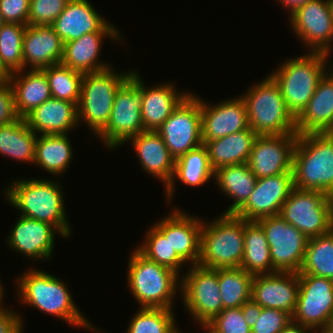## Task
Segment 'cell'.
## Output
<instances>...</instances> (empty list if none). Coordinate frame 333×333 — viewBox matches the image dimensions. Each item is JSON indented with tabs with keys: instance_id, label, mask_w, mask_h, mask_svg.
Instances as JSON below:
<instances>
[{
	"instance_id": "cell-27",
	"label": "cell",
	"mask_w": 333,
	"mask_h": 333,
	"mask_svg": "<svg viewBox=\"0 0 333 333\" xmlns=\"http://www.w3.org/2000/svg\"><path fill=\"white\" fill-rule=\"evenodd\" d=\"M77 106L51 97L27 114L24 120L36 134H69L79 125Z\"/></svg>"
},
{
	"instance_id": "cell-26",
	"label": "cell",
	"mask_w": 333,
	"mask_h": 333,
	"mask_svg": "<svg viewBox=\"0 0 333 333\" xmlns=\"http://www.w3.org/2000/svg\"><path fill=\"white\" fill-rule=\"evenodd\" d=\"M121 42L120 32H93L82 37L65 42L61 64L83 74L105 70L109 63L99 61L100 50L104 39ZM120 40V41H119Z\"/></svg>"
},
{
	"instance_id": "cell-45",
	"label": "cell",
	"mask_w": 333,
	"mask_h": 333,
	"mask_svg": "<svg viewBox=\"0 0 333 333\" xmlns=\"http://www.w3.org/2000/svg\"><path fill=\"white\" fill-rule=\"evenodd\" d=\"M30 0H0V13L4 22L27 25Z\"/></svg>"
},
{
	"instance_id": "cell-16",
	"label": "cell",
	"mask_w": 333,
	"mask_h": 333,
	"mask_svg": "<svg viewBox=\"0 0 333 333\" xmlns=\"http://www.w3.org/2000/svg\"><path fill=\"white\" fill-rule=\"evenodd\" d=\"M297 139V134L258 135L247 162L257 179L292 171Z\"/></svg>"
},
{
	"instance_id": "cell-13",
	"label": "cell",
	"mask_w": 333,
	"mask_h": 333,
	"mask_svg": "<svg viewBox=\"0 0 333 333\" xmlns=\"http://www.w3.org/2000/svg\"><path fill=\"white\" fill-rule=\"evenodd\" d=\"M157 132L175 160L201 146L203 143L198 95L189 91Z\"/></svg>"
},
{
	"instance_id": "cell-18",
	"label": "cell",
	"mask_w": 333,
	"mask_h": 333,
	"mask_svg": "<svg viewBox=\"0 0 333 333\" xmlns=\"http://www.w3.org/2000/svg\"><path fill=\"white\" fill-rule=\"evenodd\" d=\"M170 212L154 226L169 240L172 249L187 265H198L202 219L179 208L170 209Z\"/></svg>"
},
{
	"instance_id": "cell-46",
	"label": "cell",
	"mask_w": 333,
	"mask_h": 333,
	"mask_svg": "<svg viewBox=\"0 0 333 333\" xmlns=\"http://www.w3.org/2000/svg\"><path fill=\"white\" fill-rule=\"evenodd\" d=\"M19 118L11 84L8 79L0 80V127L13 123Z\"/></svg>"
},
{
	"instance_id": "cell-22",
	"label": "cell",
	"mask_w": 333,
	"mask_h": 333,
	"mask_svg": "<svg viewBox=\"0 0 333 333\" xmlns=\"http://www.w3.org/2000/svg\"><path fill=\"white\" fill-rule=\"evenodd\" d=\"M63 43L93 32H120L88 0H69L51 25Z\"/></svg>"
},
{
	"instance_id": "cell-54",
	"label": "cell",
	"mask_w": 333,
	"mask_h": 333,
	"mask_svg": "<svg viewBox=\"0 0 333 333\" xmlns=\"http://www.w3.org/2000/svg\"><path fill=\"white\" fill-rule=\"evenodd\" d=\"M4 20L2 19V16H1V13H0V29H1V26L4 24Z\"/></svg>"
},
{
	"instance_id": "cell-40",
	"label": "cell",
	"mask_w": 333,
	"mask_h": 333,
	"mask_svg": "<svg viewBox=\"0 0 333 333\" xmlns=\"http://www.w3.org/2000/svg\"><path fill=\"white\" fill-rule=\"evenodd\" d=\"M174 314L172 309L139 308L131 318L126 333H182L177 329Z\"/></svg>"
},
{
	"instance_id": "cell-21",
	"label": "cell",
	"mask_w": 333,
	"mask_h": 333,
	"mask_svg": "<svg viewBox=\"0 0 333 333\" xmlns=\"http://www.w3.org/2000/svg\"><path fill=\"white\" fill-rule=\"evenodd\" d=\"M298 291V273L258 274L252 280L251 298L262 308L279 309L293 317Z\"/></svg>"
},
{
	"instance_id": "cell-33",
	"label": "cell",
	"mask_w": 333,
	"mask_h": 333,
	"mask_svg": "<svg viewBox=\"0 0 333 333\" xmlns=\"http://www.w3.org/2000/svg\"><path fill=\"white\" fill-rule=\"evenodd\" d=\"M68 138V134L38 135L33 164L54 176L66 172L73 158V147Z\"/></svg>"
},
{
	"instance_id": "cell-12",
	"label": "cell",
	"mask_w": 333,
	"mask_h": 333,
	"mask_svg": "<svg viewBox=\"0 0 333 333\" xmlns=\"http://www.w3.org/2000/svg\"><path fill=\"white\" fill-rule=\"evenodd\" d=\"M299 291L292 321L318 333L333 320V279L298 274Z\"/></svg>"
},
{
	"instance_id": "cell-9",
	"label": "cell",
	"mask_w": 333,
	"mask_h": 333,
	"mask_svg": "<svg viewBox=\"0 0 333 333\" xmlns=\"http://www.w3.org/2000/svg\"><path fill=\"white\" fill-rule=\"evenodd\" d=\"M136 71V72H135ZM119 87L106 127L96 136L107 149L114 151L144 131L141 118V76L137 70Z\"/></svg>"
},
{
	"instance_id": "cell-20",
	"label": "cell",
	"mask_w": 333,
	"mask_h": 333,
	"mask_svg": "<svg viewBox=\"0 0 333 333\" xmlns=\"http://www.w3.org/2000/svg\"><path fill=\"white\" fill-rule=\"evenodd\" d=\"M12 226L7 239L8 246L33 261L51 259L55 236L63 237L51 224L21 215Z\"/></svg>"
},
{
	"instance_id": "cell-55",
	"label": "cell",
	"mask_w": 333,
	"mask_h": 333,
	"mask_svg": "<svg viewBox=\"0 0 333 333\" xmlns=\"http://www.w3.org/2000/svg\"><path fill=\"white\" fill-rule=\"evenodd\" d=\"M320 333H333V331L330 330V329H327V330H324V331H322V332H320Z\"/></svg>"
},
{
	"instance_id": "cell-52",
	"label": "cell",
	"mask_w": 333,
	"mask_h": 333,
	"mask_svg": "<svg viewBox=\"0 0 333 333\" xmlns=\"http://www.w3.org/2000/svg\"><path fill=\"white\" fill-rule=\"evenodd\" d=\"M330 201V208H331V222L333 227V191L328 195Z\"/></svg>"
},
{
	"instance_id": "cell-5",
	"label": "cell",
	"mask_w": 333,
	"mask_h": 333,
	"mask_svg": "<svg viewBox=\"0 0 333 333\" xmlns=\"http://www.w3.org/2000/svg\"><path fill=\"white\" fill-rule=\"evenodd\" d=\"M129 257L127 284L140 308L174 310L173 303L176 293L179 292L178 288H181V277L176 272L147 259L136 248Z\"/></svg>"
},
{
	"instance_id": "cell-25",
	"label": "cell",
	"mask_w": 333,
	"mask_h": 333,
	"mask_svg": "<svg viewBox=\"0 0 333 333\" xmlns=\"http://www.w3.org/2000/svg\"><path fill=\"white\" fill-rule=\"evenodd\" d=\"M136 151L143 171L154 176L164 184L166 189L175 172V159L157 131H143L127 140Z\"/></svg>"
},
{
	"instance_id": "cell-3",
	"label": "cell",
	"mask_w": 333,
	"mask_h": 333,
	"mask_svg": "<svg viewBox=\"0 0 333 333\" xmlns=\"http://www.w3.org/2000/svg\"><path fill=\"white\" fill-rule=\"evenodd\" d=\"M293 186L329 195L333 191V136L331 133L298 135L293 152Z\"/></svg>"
},
{
	"instance_id": "cell-14",
	"label": "cell",
	"mask_w": 333,
	"mask_h": 333,
	"mask_svg": "<svg viewBox=\"0 0 333 333\" xmlns=\"http://www.w3.org/2000/svg\"><path fill=\"white\" fill-rule=\"evenodd\" d=\"M263 228L276 272L299 273L308 238L279 214L257 221Z\"/></svg>"
},
{
	"instance_id": "cell-56",
	"label": "cell",
	"mask_w": 333,
	"mask_h": 333,
	"mask_svg": "<svg viewBox=\"0 0 333 333\" xmlns=\"http://www.w3.org/2000/svg\"><path fill=\"white\" fill-rule=\"evenodd\" d=\"M329 329L333 331V320H332V323H331V325H330V328H329Z\"/></svg>"
},
{
	"instance_id": "cell-51",
	"label": "cell",
	"mask_w": 333,
	"mask_h": 333,
	"mask_svg": "<svg viewBox=\"0 0 333 333\" xmlns=\"http://www.w3.org/2000/svg\"><path fill=\"white\" fill-rule=\"evenodd\" d=\"M9 73L2 67L0 63V80H6L9 77Z\"/></svg>"
},
{
	"instance_id": "cell-1",
	"label": "cell",
	"mask_w": 333,
	"mask_h": 333,
	"mask_svg": "<svg viewBox=\"0 0 333 333\" xmlns=\"http://www.w3.org/2000/svg\"><path fill=\"white\" fill-rule=\"evenodd\" d=\"M17 285V294L19 300L24 305L33 306L37 310L45 314H49L60 318L67 324L76 327L91 329L96 333L100 330L96 329L82 314L70 291L61 279L43 271L42 269H27L21 274Z\"/></svg>"
},
{
	"instance_id": "cell-15",
	"label": "cell",
	"mask_w": 333,
	"mask_h": 333,
	"mask_svg": "<svg viewBox=\"0 0 333 333\" xmlns=\"http://www.w3.org/2000/svg\"><path fill=\"white\" fill-rule=\"evenodd\" d=\"M290 28L310 52L331 54L333 0H310L289 15Z\"/></svg>"
},
{
	"instance_id": "cell-4",
	"label": "cell",
	"mask_w": 333,
	"mask_h": 333,
	"mask_svg": "<svg viewBox=\"0 0 333 333\" xmlns=\"http://www.w3.org/2000/svg\"><path fill=\"white\" fill-rule=\"evenodd\" d=\"M307 52L285 60L269 74L280 87L286 107L295 118L307 106L320 78L331 66L328 64L331 55Z\"/></svg>"
},
{
	"instance_id": "cell-47",
	"label": "cell",
	"mask_w": 333,
	"mask_h": 333,
	"mask_svg": "<svg viewBox=\"0 0 333 333\" xmlns=\"http://www.w3.org/2000/svg\"><path fill=\"white\" fill-rule=\"evenodd\" d=\"M21 317L15 310L0 308V333H24Z\"/></svg>"
},
{
	"instance_id": "cell-30",
	"label": "cell",
	"mask_w": 333,
	"mask_h": 333,
	"mask_svg": "<svg viewBox=\"0 0 333 333\" xmlns=\"http://www.w3.org/2000/svg\"><path fill=\"white\" fill-rule=\"evenodd\" d=\"M257 136L249 127L223 138L204 142L212 169L216 171L223 166L247 163Z\"/></svg>"
},
{
	"instance_id": "cell-6",
	"label": "cell",
	"mask_w": 333,
	"mask_h": 333,
	"mask_svg": "<svg viewBox=\"0 0 333 333\" xmlns=\"http://www.w3.org/2000/svg\"><path fill=\"white\" fill-rule=\"evenodd\" d=\"M203 221L198 265L210 269L241 267L245 219L222 213L211 222Z\"/></svg>"
},
{
	"instance_id": "cell-43",
	"label": "cell",
	"mask_w": 333,
	"mask_h": 333,
	"mask_svg": "<svg viewBox=\"0 0 333 333\" xmlns=\"http://www.w3.org/2000/svg\"><path fill=\"white\" fill-rule=\"evenodd\" d=\"M69 0H30L27 25L51 26Z\"/></svg>"
},
{
	"instance_id": "cell-37",
	"label": "cell",
	"mask_w": 333,
	"mask_h": 333,
	"mask_svg": "<svg viewBox=\"0 0 333 333\" xmlns=\"http://www.w3.org/2000/svg\"><path fill=\"white\" fill-rule=\"evenodd\" d=\"M298 274L333 279V230L308 238L303 264Z\"/></svg>"
},
{
	"instance_id": "cell-24",
	"label": "cell",
	"mask_w": 333,
	"mask_h": 333,
	"mask_svg": "<svg viewBox=\"0 0 333 333\" xmlns=\"http://www.w3.org/2000/svg\"><path fill=\"white\" fill-rule=\"evenodd\" d=\"M64 43L52 26L26 25L23 37V69L42 70L61 63ZM27 67V68H26Z\"/></svg>"
},
{
	"instance_id": "cell-39",
	"label": "cell",
	"mask_w": 333,
	"mask_h": 333,
	"mask_svg": "<svg viewBox=\"0 0 333 333\" xmlns=\"http://www.w3.org/2000/svg\"><path fill=\"white\" fill-rule=\"evenodd\" d=\"M49 82L51 96L79 104L83 73L61 63L42 69Z\"/></svg>"
},
{
	"instance_id": "cell-2",
	"label": "cell",
	"mask_w": 333,
	"mask_h": 333,
	"mask_svg": "<svg viewBox=\"0 0 333 333\" xmlns=\"http://www.w3.org/2000/svg\"><path fill=\"white\" fill-rule=\"evenodd\" d=\"M59 181L30 178L14 180L5 189L4 197L12 207L26 218L43 221L54 226L64 239L71 235L64 203V194Z\"/></svg>"
},
{
	"instance_id": "cell-44",
	"label": "cell",
	"mask_w": 333,
	"mask_h": 333,
	"mask_svg": "<svg viewBox=\"0 0 333 333\" xmlns=\"http://www.w3.org/2000/svg\"><path fill=\"white\" fill-rule=\"evenodd\" d=\"M292 317L279 309L262 308L260 317L251 328L252 333H279L289 323Z\"/></svg>"
},
{
	"instance_id": "cell-49",
	"label": "cell",
	"mask_w": 333,
	"mask_h": 333,
	"mask_svg": "<svg viewBox=\"0 0 333 333\" xmlns=\"http://www.w3.org/2000/svg\"><path fill=\"white\" fill-rule=\"evenodd\" d=\"M313 332L314 331L312 329L292 321L279 333H313Z\"/></svg>"
},
{
	"instance_id": "cell-7",
	"label": "cell",
	"mask_w": 333,
	"mask_h": 333,
	"mask_svg": "<svg viewBox=\"0 0 333 333\" xmlns=\"http://www.w3.org/2000/svg\"><path fill=\"white\" fill-rule=\"evenodd\" d=\"M247 110L249 127L257 135L296 133V118L287 109L280 87L268 75L240 95Z\"/></svg>"
},
{
	"instance_id": "cell-34",
	"label": "cell",
	"mask_w": 333,
	"mask_h": 333,
	"mask_svg": "<svg viewBox=\"0 0 333 333\" xmlns=\"http://www.w3.org/2000/svg\"><path fill=\"white\" fill-rule=\"evenodd\" d=\"M241 268L253 275L276 273L265 233L257 221L245 220L244 255Z\"/></svg>"
},
{
	"instance_id": "cell-10",
	"label": "cell",
	"mask_w": 333,
	"mask_h": 333,
	"mask_svg": "<svg viewBox=\"0 0 333 333\" xmlns=\"http://www.w3.org/2000/svg\"><path fill=\"white\" fill-rule=\"evenodd\" d=\"M279 215L307 238L333 230L329 197L320 191L293 187Z\"/></svg>"
},
{
	"instance_id": "cell-48",
	"label": "cell",
	"mask_w": 333,
	"mask_h": 333,
	"mask_svg": "<svg viewBox=\"0 0 333 333\" xmlns=\"http://www.w3.org/2000/svg\"><path fill=\"white\" fill-rule=\"evenodd\" d=\"M243 317L250 328H252L261 315L262 307L252 298L241 306Z\"/></svg>"
},
{
	"instance_id": "cell-31",
	"label": "cell",
	"mask_w": 333,
	"mask_h": 333,
	"mask_svg": "<svg viewBox=\"0 0 333 333\" xmlns=\"http://www.w3.org/2000/svg\"><path fill=\"white\" fill-rule=\"evenodd\" d=\"M214 180L222 193L234 201L224 214H235L249 199L257 177L247 163H242L218 168L214 172Z\"/></svg>"
},
{
	"instance_id": "cell-42",
	"label": "cell",
	"mask_w": 333,
	"mask_h": 333,
	"mask_svg": "<svg viewBox=\"0 0 333 333\" xmlns=\"http://www.w3.org/2000/svg\"><path fill=\"white\" fill-rule=\"evenodd\" d=\"M203 329L206 333H252L241 307L223 309Z\"/></svg>"
},
{
	"instance_id": "cell-17",
	"label": "cell",
	"mask_w": 333,
	"mask_h": 333,
	"mask_svg": "<svg viewBox=\"0 0 333 333\" xmlns=\"http://www.w3.org/2000/svg\"><path fill=\"white\" fill-rule=\"evenodd\" d=\"M293 187V171L259 178L249 199L235 215L246 221L278 215Z\"/></svg>"
},
{
	"instance_id": "cell-36",
	"label": "cell",
	"mask_w": 333,
	"mask_h": 333,
	"mask_svg": "<svg viewBox=\"0 0 333 333\" xmlns=\"http://www.w3.org/2000/svg\"><path fill=\"white\" fill-rule=\"evenodd\" d=\"M254 275L243 268H218V282L222 306L225 308L241 307L251 299Z\"/></svg>"
},
{
	"instance_id": "cell-23",
	"label": "cell",
	"mask_w": 333,
	"mask_h": 333,
	"mask_svg": "<svg viewBox=\"0 0 333 333\" xmlns=\"http://www.w3.org/2000/svg\"><path fill=\"white\" fill-rule=\"evenodd\" d=\"M320 78L314 95L296 117V133H330L333 130V64Z\"/></svg>"
},
{
	"instance_id": "cell-29",
	"label": "cell",
	"mask_w": 333,
	"mask_h": 333,
	"mask_svg": "<svg viewBox=\"0 0 333 333\" xmlns=\"http://www.w3.org/2000/svg\"><path fill=\"white\" fill-rule=\"evenodd\" d=\"M26 71H16L8 77L14 93L15 109L20 118L52 97L45 72L36 69Z\"/></svg>"
},
{
	"instance_id": "cell-35",
	"label": "cell",
	"mask_w": 333,
	"mask_h": 333,
	"mask_svg": "<svg viewBox=\"0 0 333 333\" xmlns=\"http://www.w3.org/2000/svg\"><path fill=\"white\" fill-rule=\"evenodd\" d=\"M38 134L27 125L24 118L0 127V154L16 161L33 163Z\"/></svg>"
},
{
	"instance_id": "cell-11",
	"label": "cell",
	"mask_w": 333,
	"mask_h": 333,
	"mask_svg": "<svg viewBox=\"0 0 333 333\" xmlns=\"http://www.w3.org/2000/svg\"><path fill=\"white\" fill-rule=\"evenodd\" d=\"M186 273L181 276L180 295L187 312L202 328L223 310L218 269L191 265Z\"/></svg>"
},
{
	"instance_id": "cell-8",
	"label": "cell",
	"mask_w": 333,
	"mask_h": 333,
	"mask_svg": "<svg viewBox=\"0 0 333 333\" xmlns=\"http://www.w3.org/2000/svg\"><path fill=\"white\" fill-rule=\"evenodd\" d=\"M132 72L133 70L117 73L113 67H109L85 73L77 106L78 124L86 123L93 135H98L109 122L116 92Z\"/></svg>"
},
{
	"instance_id": "cell-53",
	"label": "cell",
	"mask_w": 333,
	"mask_h": 333,
	"mask_svg": "<svg viewBox=\"0 0 333 333\" xmlns=\"http://www.w3.org/2000/svg\"><path fill=\"white\" fill-rule=\"evenodd\" d=\"M2 282L0 281V308H4V302H1L2 300H3V297H4V291L5 290H3L4 289V287H2Z\"/></svg>"
},
{
	"instance_id": "cell-38",
	"label": "cell",
	"mask_w": 333,
	"mask_h": 333,
	"mask_svg": "<svg viewBox=\"0 0 333 333\" xmlns=\"http://www.w3.org/2000/svg\"><path fill=\"white\" fill-rule=\"evenodd\" d=\"M144 240L145 242L136 246L143 256L181 276V267L186 263L175 253L169 240L154 225L147 230Z\"/></svg>"
},
{
	"instance_id": "cell-28",
	"label": "cell",
	"mask_w": 333,
	"mask_h": 333,
	"mask_svg": "<svg viewBox=\"0 0 333 333\" xmlns=\"http://www.w3.org/2000/svg\"><path fill=\"white\" fill-rule=\"evenodd\" d=\"M144 83L141 79V118L144 131H157L189 93H178L173 83L154 84L151 87H146Z\"/></svg>"
},
{
	"instance_id": "cell-50",
	"label": "cell",
	"mask_w": 333,
	"mask_h": 333,
	"mask_svg": "<svg viewBox=\"0 0 333 333\" xmlns=\"http://www.w3.org/2000/svg\"><path fill=\"white\" fill-rule=\"evenodd\" d=\"M282 4V7H285L288 10V15L294 12L298 7L306 4L310 0H277ZM290 11V13H289Z\"/></svg>"
},
{
	"instance_id": "cell-41",
	"label": "cell",
	"mask_w": 333,
	"mask_h": 333,
	"mask_svg": "<svg viewBox=\"0 0 333 333\" xmlns=\"http://www.w3.org/2000/svg\"><path fill=\"white\" fill-rule=\"evenodd\" d=\"M26 25L5 22L0 29V63L9 73L23 70V37Z\"/></svg>"
},
{
	"instance_id": "cell-19",
	"label": "cell",
	"mask_w": 333,
	"mask_h": 333,
	"mask_svg": "<svg viewBox=\"0 0 333 333\" xmlns=\"http://www.w3.org/2000/svg\"><path fill=\"white\" fill-rule=\"evenodd\" d=\"M200 109L202 143L249 128L246 105L241 96L223 100L214 106L200 97Z\"/></svg>"
},
{
	"instance_id": "cell-32",
	"label": "cell",
	"mask_w": 333,
	"mask_h": 333,
	"mask_svg": "<svg viewBox=\"0 0 333 333\" xmlns=\"http://www.w3.org/2000/svg\"><path fill=\"white\" fill-rule=\"evenodd\" d=\"M214 170L212 169L206 147L202 144L198 148L188 151L186 154L175 160V172L169 186L164 189L167 197V204L170 205L172 196L176 191L174 184L178 182L188 186L198 187L213 178ZM176 178V179H175Z\"/></svg>"
}]
</instances>
